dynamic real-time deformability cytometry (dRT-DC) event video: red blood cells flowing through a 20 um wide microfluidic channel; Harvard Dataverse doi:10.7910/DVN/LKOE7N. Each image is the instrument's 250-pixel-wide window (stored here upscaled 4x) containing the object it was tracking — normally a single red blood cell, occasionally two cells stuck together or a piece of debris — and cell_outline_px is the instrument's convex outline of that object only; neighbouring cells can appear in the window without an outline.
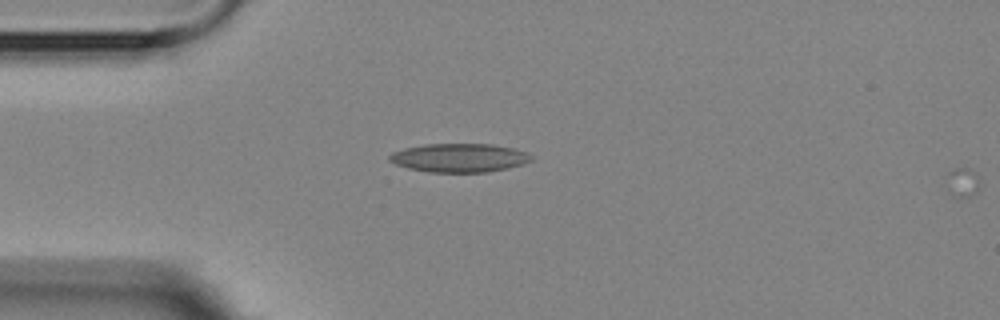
{"species": "Egyptian fruit bat (a non-hibernating species)", "species_latin": "Rousettus aegyptiacus", "temperature_condition": "room temperature", "stored_images_in_passage": 1, "camera_frame_rate_fps": 3000, "um_per_image_px": 0.085, "animal": {"sex": "female"}, "frame": {"image": 1, "passage_image": 1, "time_ms": 0.0, "image_size_px": [1000, 320], "cell_outline_px": [[532, 160], [508, 168], [488, 172], [428, 172], [408, 168], [396, 164], [388, 160], [388, 156], [392, 152], [404, 148], [424, 144], [492, 144], [512, 148], [528, 152], [532, 156]], "centroid_in_image_um": [39.02, 13.41], "position_along_channel_um": 46.0, "area_um2": 23.7}}